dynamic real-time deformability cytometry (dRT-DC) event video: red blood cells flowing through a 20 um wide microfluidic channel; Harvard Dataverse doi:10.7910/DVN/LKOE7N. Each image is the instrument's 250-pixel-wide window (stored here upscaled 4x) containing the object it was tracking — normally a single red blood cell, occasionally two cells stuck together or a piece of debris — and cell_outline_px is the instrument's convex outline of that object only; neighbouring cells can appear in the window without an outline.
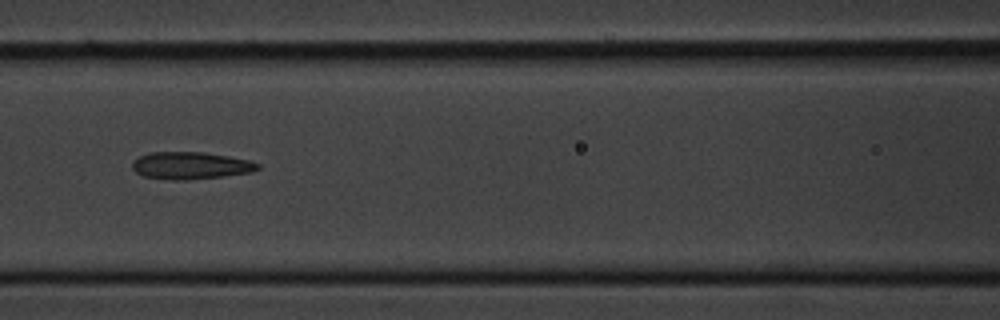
{"species": "common noctule bat (a hibernating species)", "species_latin": "Nyctalus noctula", "temperature_condition": "cold", "stored_images_in_passage": 10, "camera_frame_rate_fps": 3000, "um_per_image_px": 0.085, "animal": {"sex": "male", "body_mass_g": 20.1, "forearm_length_mm": 53.5}, "frame": {"image": 1, "passage_image": 5, "time_ms": 4.667, "image_size_px": [1000, 320], "cell_outline_px": [[260, 168], [252, 172], [224, 176], [188, 180], [172, 180], [144, 176], [136, 172], [132, 168], [132, 160], [148, 152], [204, 152], [228, 156], [248, 160], [260, 164]], "centroid_in_image_um": [16.19, 14.07], "position_along_channel_um": 150.4, "area_um2": 20.0}}
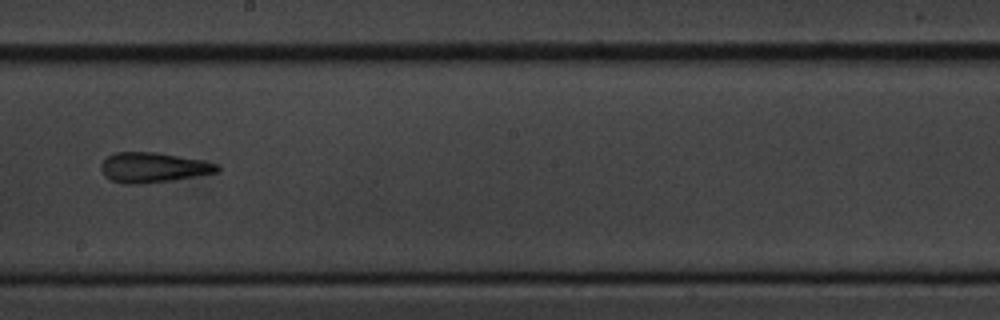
{"frame": {"image": 2, "passage_image": 7, "time_ms": 7.0, "image_size_px": [1000, 320], "cell_outline_px": [[220, 172], [172, 180], [136, 184], [124, 184], [112, 180], [104, 176], [100, 168], [100, 164], [108, 156], [116, 152], [156, 152], [200, 160], [220, 164]], "centroid_in_image_um": [13.02, 14.24], "position_along_channel_um": 235.2, "area_um2": 20.29}}
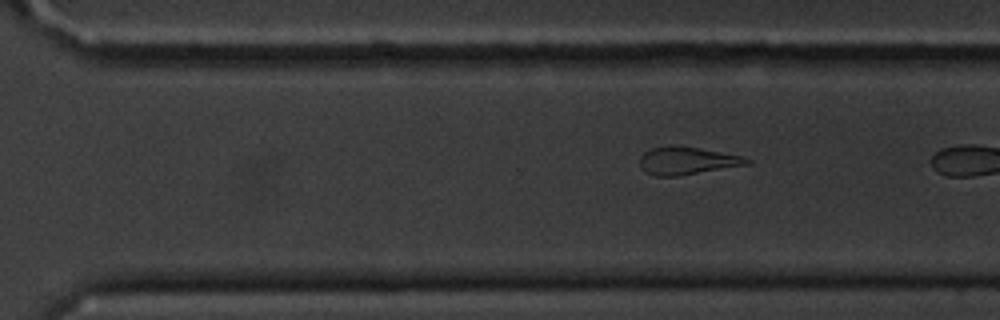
{"frame": {"image": 3, "passage_image": 10, "time_ms": 11.333, "image_size_px": [1000, 320], "cell_outline_px": [[752, 160], [748, 164], [676, 176], [656, 176], [644, 172], [640, 168], [640, 156], [644, 152], [652, 148], [700, 148], [740, 156]], "centroid_in_image_um": [58.36, 13.7], "position_along_channel_um": 312.2, "area_um2": 16.47}}